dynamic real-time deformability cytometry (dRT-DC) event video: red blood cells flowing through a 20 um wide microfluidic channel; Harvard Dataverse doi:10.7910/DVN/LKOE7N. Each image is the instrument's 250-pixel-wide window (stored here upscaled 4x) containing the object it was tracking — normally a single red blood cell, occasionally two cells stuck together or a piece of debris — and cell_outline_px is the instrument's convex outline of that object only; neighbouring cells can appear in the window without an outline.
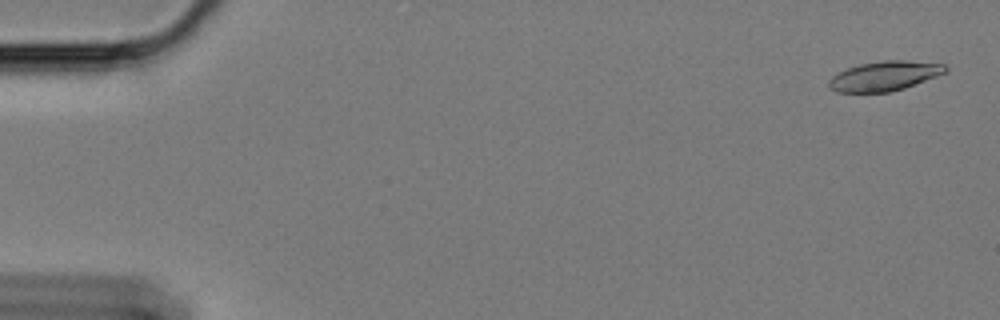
{"species": "Egyptian fruit bat (a non-hibernating species)", "species_latin": "Rousettus aegyptiacus", "temperature_condition": "cold", "stored_images_in_passage": 21, "camera_frame_rate_fps": 3000, "um_per_image_px": 0.085, "animal": {"sex": "female"}, "frame": {"image": 1, "passage_image": 2, "time_ms": 0.333, "image_size_px": [1000, 320], "cell_outline_px": [[948, 72], [904, 88], [888, 92], [836, 92], [828, 88], [828, 80], [832, 76], [848, 68], [860, 64], [884, 60], [904, 60], [944, 64], [948, 68]], "centroid_in_image_um": [75.18, 6.46], "position_along_channel_um": 9.8, "area_um2": 20.06}}
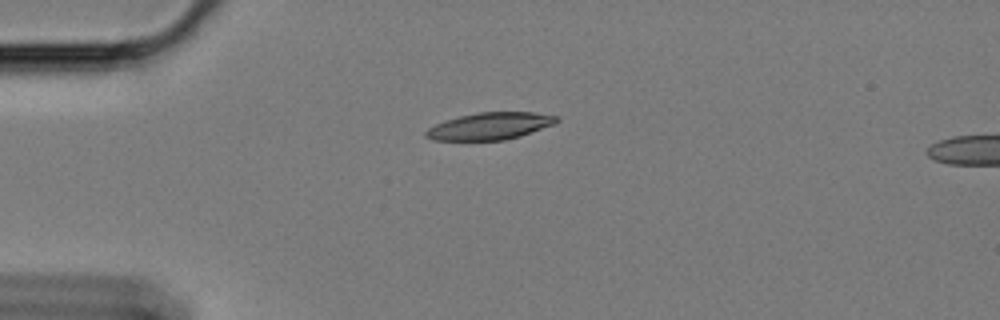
{"frame": {"image": 2, "passage_image": 15, "time_ms": 4.667, "image_size_px": [1000, 320], "cell_outline_px": [[560, 120], [556, 124], [520, 136], [504, 140], [436, 140], [424, 136], [424, 132], [428, 128], [436, 124], [460, 116], [476, 112], [532, 112], [556, 116]], "centroid_in_image_um": [41.67, 10.72], "position_along_channel_um": 43.3, "area_um2": 20.52}}
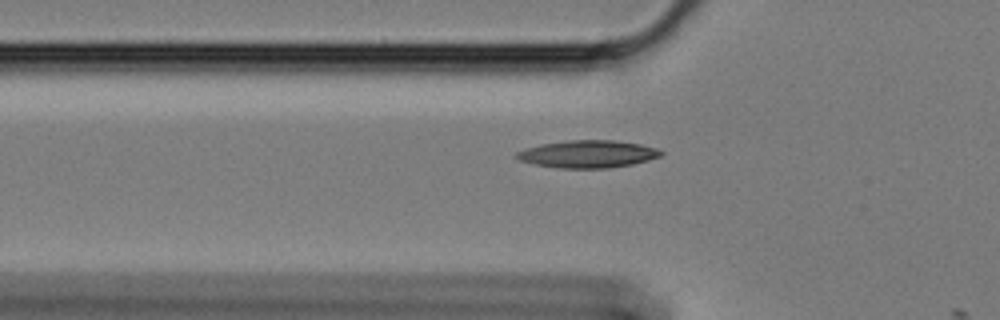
{"frame": {"image": 3, "passage_image": 20, "time_ms": 6.333, "image_size_px": [1000, 320], "cell_outline_px": [[664, 152], [660, 156], [648, 160], [632, 164], [608, 168], [560, 168], [532, 164], [520, 160], [512, 156], [516, 152], [524, 148], [540, 144], [568, 140], [612, 140], [640, 144], [656, 148]], "centroid_in_image_um": [49.91, 13.09], "position_along_channel_um": 75.9, "area_um2": 23.18}}